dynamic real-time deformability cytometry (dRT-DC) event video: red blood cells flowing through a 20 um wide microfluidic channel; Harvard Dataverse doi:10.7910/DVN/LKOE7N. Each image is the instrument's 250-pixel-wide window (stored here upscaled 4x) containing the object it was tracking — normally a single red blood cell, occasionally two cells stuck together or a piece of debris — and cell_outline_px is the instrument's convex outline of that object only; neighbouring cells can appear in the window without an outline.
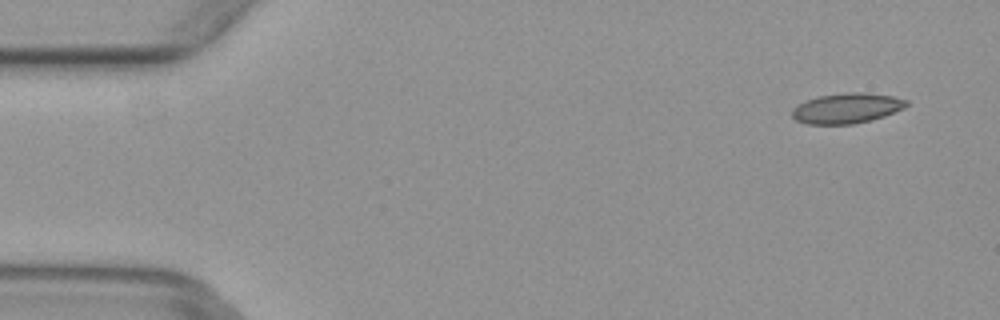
{"species": "common noctule bat (a hibernating species)", "species_latin": "Nyctalus noctula", "temperature_condition": "warm", "stored_images_in_passage": 4, "camera_frame_rate_fps": 3000, "um_per_image_px": 0.085, "animal": {"sex": "female", "body_mass_g": 29.2, "forearm_length_mm": 56.3}, "frame": {"image": 1, "passage_image": 1, "time_ms": 0.0, "image_size_px": [1000, 320], "cell_outline_px": [[908, 104], [904, 108], [884, 116], [872, 120], [852, 124], [808, 124], [796, 120], [792, 116], [792, 108], [796, 104], [820, 96], [848, 92], [864, 92], [892, 96], [908, 100]], "centroid_in_image_um": [71.98, 9.2], "position_along_channel_um": 13.0, "area_um2": 20.11}}